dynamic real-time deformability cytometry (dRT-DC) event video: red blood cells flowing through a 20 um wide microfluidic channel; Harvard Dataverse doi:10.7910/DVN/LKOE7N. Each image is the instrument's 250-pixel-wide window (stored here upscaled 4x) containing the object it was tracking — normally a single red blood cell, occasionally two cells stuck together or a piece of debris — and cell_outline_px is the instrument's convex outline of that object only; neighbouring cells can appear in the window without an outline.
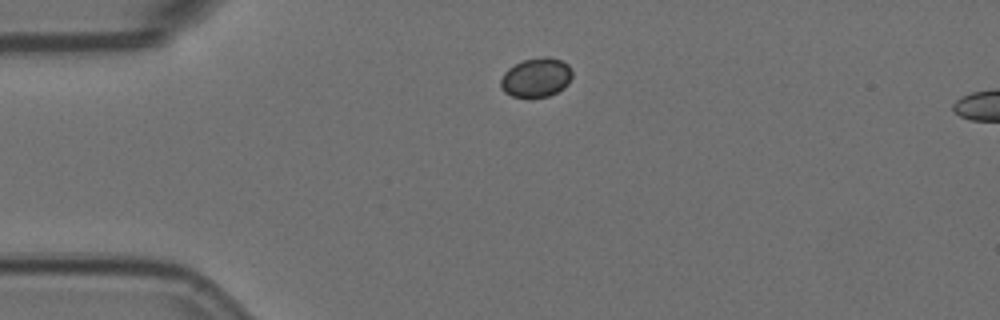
{"species": "Egyptian fruit bat (a non-hibernating species)", "species_latin": "Rousettus aegyptiacus", "temperature_condition": "room temperature", "stored_images_in_passage": 45, "camera_frame_rate_fps": 3000, "um_per_image_px": 0.085, "animal": {"sex": "female"}, "frame": {"image": 1, "passage_image": 1, "time_ms": 0.0, "image_size_px": [1000, 320], "cell_outline_px": [[572, 76], [568, 84], [564, 88], [548, 96], [512, 96], [504, 92], [500, 88], [500, 80], [504, 72], [508, 68], [524, 60], [544, 56], [548, 56], [560, 60], [568, 64], [572, 68]], "centroid_in_image_um": [45.58, 6.57], "position_along_channel_um": 39.4, "area_um2": 16.3}}
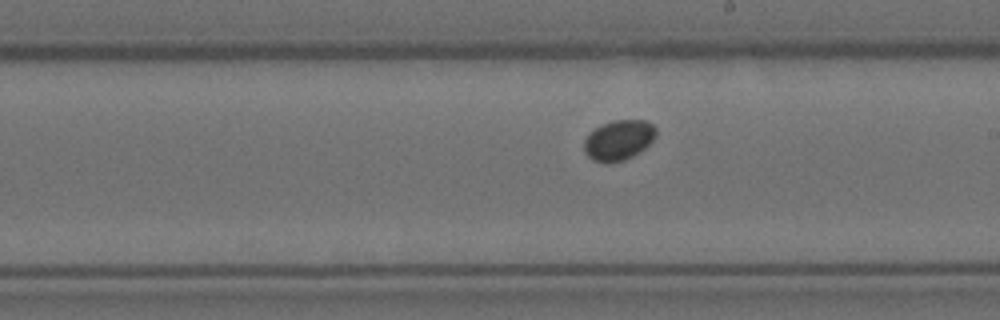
{"frame": {"image": 2, "passage_image": 20, "time_ms": 6.333, "image_size_px": [1000, 320], "cell_outline_px": [[656, 136], [644, 148], [632, 156], [624, 160], [608, 164], [592, 160], [584, 152], [584, 140], [588, 132], [604, 124], [616, 120], [644, 120], [652, 124], [656, 128]], "centroid_in_image_um": [52.56, 11.92], "position_along_channel_um": 236.4, "area_um2": 16.82}}
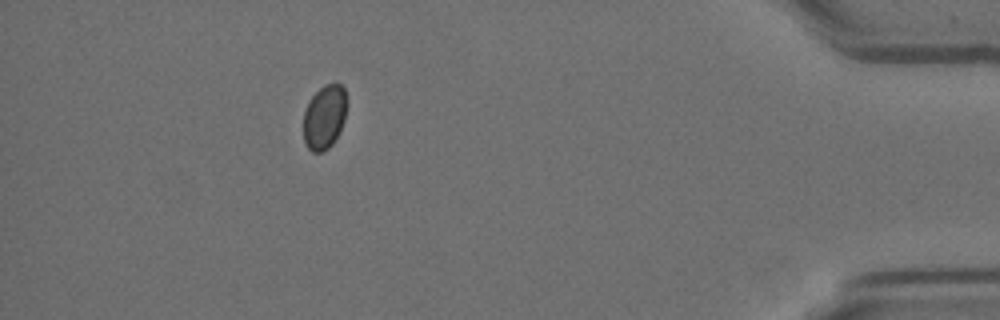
{"frame": {"image": 3, "passage_image": 39, "time_ms": 12.667, "image_size_px": [1000, 320], "cell_outline_px": [[348, 100], [344, 120], [340, 132], [332, 144], [328, 148], [320, 152], [312, 152], [308, 148], [304, 140], [304, 112], [308, 100], [324, 84], [340, 84], [344, 88]], "centroid_in_image_um": [27.59, 9.93], "position_along_channel_um": 407.6, "area_um2": 16.36}}